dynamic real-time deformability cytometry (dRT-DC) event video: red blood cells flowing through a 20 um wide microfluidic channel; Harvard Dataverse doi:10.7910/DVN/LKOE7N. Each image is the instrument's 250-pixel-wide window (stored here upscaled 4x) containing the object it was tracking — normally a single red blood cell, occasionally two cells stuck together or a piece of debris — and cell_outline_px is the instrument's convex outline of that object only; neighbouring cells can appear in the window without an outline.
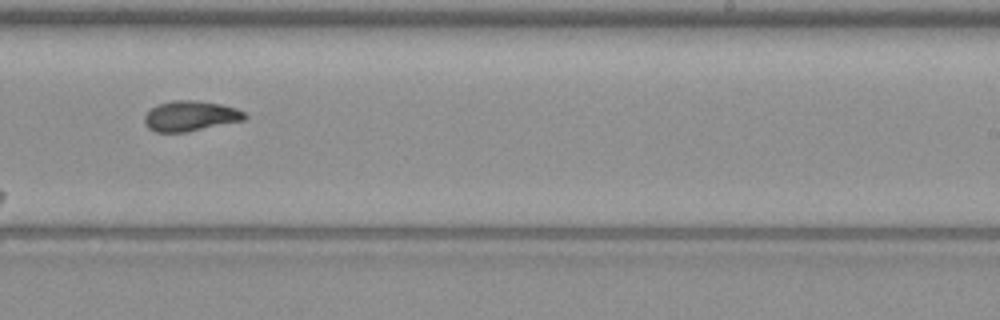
{"species": "common noctule bat (a hibernating species)", "species_latin": "Nyctalus noctula", "temperature_condition": "warm", "stored_images_in_passage": 8, "camera_frame_rate_fps": 3000, "um_per_image_px": 0.085, "animal": {"sex": "female", "body_mass_g": 19.3, "forearm_length_mm": 54.1}, "frame": {"image": 1, "passage_image": 7, "time_ms": 8.0, "image_size_px": [1000, 320], "cell_outline_px": [[248, 116], [244, 120], [188, 132], [156, 132], [148, 128], [144, 124], [144, 116], [152, 108], [160, 104], [172, 100], [196, 100], [220, 104], [236, 108], [244, 112]], "centroid_in_image_um": [16.19, 9.87], "position_along_channel_um": 272.8, "area_um2": 17.69}}
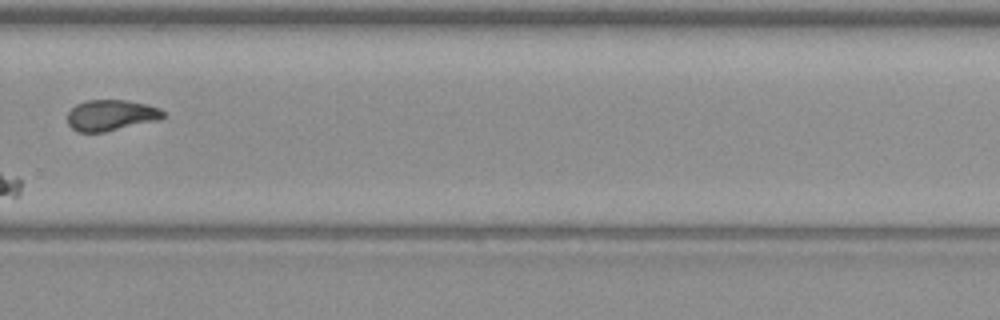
{"frame": {"image": 2, "passage_image": 8, "time_ms": 9.333, "image_size_px": [1000, 320], "cell_outline_px": [[164, 116], [160, 120], [104, 132], [76, 132], [68, 124], [68, 112], [76, 104], [88, 100], [124, 100], [148, 104], [160, 108], [164, 112]], "centroid_in_image_um": [9.45, 9.8], "position_along_channel_um": 320.4, "area_um2": 17.34}}